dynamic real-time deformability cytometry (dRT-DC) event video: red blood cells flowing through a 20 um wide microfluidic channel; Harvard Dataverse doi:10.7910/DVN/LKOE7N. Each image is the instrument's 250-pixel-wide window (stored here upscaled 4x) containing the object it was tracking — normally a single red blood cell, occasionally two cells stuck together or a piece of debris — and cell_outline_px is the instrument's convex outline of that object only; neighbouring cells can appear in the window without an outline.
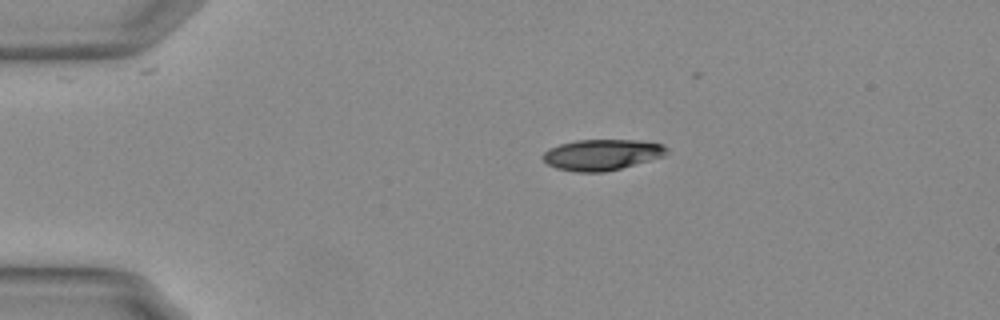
{"species": "Egyptian fruit bat (a non-hibernating species)", "species_latin": "Rousettus aegyptiacus", "temperature_condition": "warm", "stored_images_in_passage": 40, "camera_frame_rate_fps": 3000, "um_per_image_px": 0.085, "animal": {"sex": "female"}, "frame": {"image": 1, "passage_image": 1, "time_ms": 0.0, "image_size_px": [1000, 320], "cell_outline_px": [[668, 152], [664, 156], [620, 168], [604, 172], [576, 172], [556, 168], [548, 164], [540, 156], [548, 148], [560, 144], [576, 140], [644, 140], [664, 144], [668, 148]], "centroid_in_image_um": [51.16, 13.14], "position_along_channel_um": 33.8, "area_um2": 22.43}}
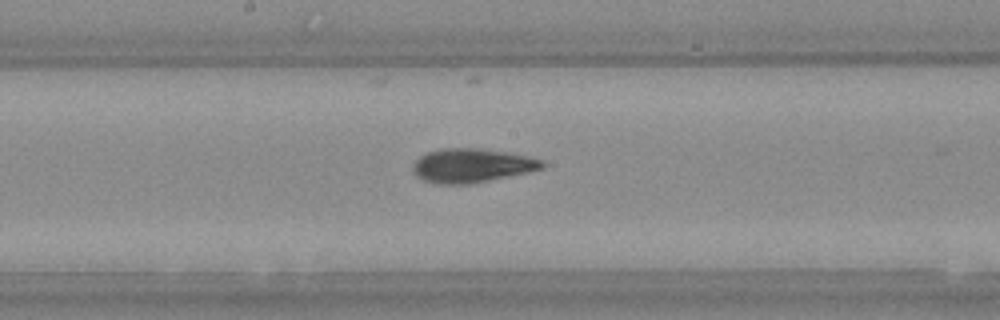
{"frame": {"image": 2, "passage_image": 19, "time_ms": 6.0, "image_size_px": [1000, 320], "cell_outline_px": [[544, 168], [528, 172], [472, 184], [436, 184], [424, 180], [416, 176], [412, 172], [412, 164], [424, 152], [440, 148], [480, 148], [528, 156], [544, 160]], "centroid_in_image_um": [40.06, 14.07], "position_along_channel_um": 208.1, "area_um2": 25.84}}
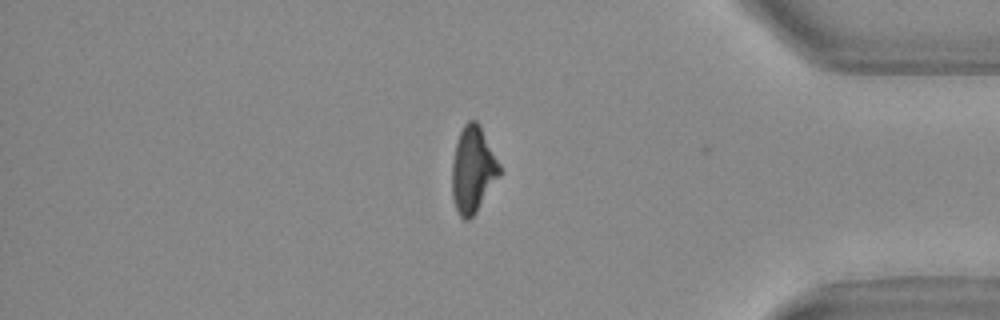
{"frame": {"image": 3, "passage_image": 36, "time_ms": 11.667, "image_size_px": [1000, 320], "cell_outline_px": [[504, 172], [476, 212], [468, 220], [464, 220], [460, 216], [456, 208], [452, 196], [452, 160], [456, 144], [460, 132], [464, 124], [468, 120], [476, 120], [480, 124]], "centroid_in_image_um": [40.23, 14.42], "position_along_channel_um": 395.0, "area_um2": 24.22}, "authors_computed_cell_mechanics": {"area_um2": 24.6806, "velocity_mm_per_s": 3.7548, "shape_relaxation_time_tau1_ms": 3.8703, "shape_relaxation_time_tau2_ms": 1.5412, "deformation_change_tau1": 0.169, "deformation_change_tau2": 0.0796}}